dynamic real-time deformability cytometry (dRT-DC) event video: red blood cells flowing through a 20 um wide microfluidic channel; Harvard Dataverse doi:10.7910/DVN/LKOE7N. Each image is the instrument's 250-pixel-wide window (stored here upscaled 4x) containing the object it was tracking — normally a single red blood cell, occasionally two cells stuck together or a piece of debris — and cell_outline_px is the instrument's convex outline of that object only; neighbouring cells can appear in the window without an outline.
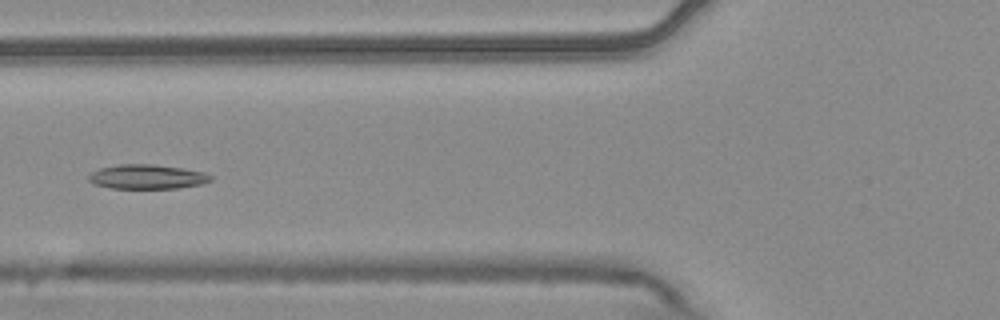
{"species": "common noctule bat (a hibernating species)", "species_latin": "Nyctalus noctula", "temperature_condition": "warm", "stored_images_in_passage": 8, "camera_frame_rate_fps": 3000, "um_per_image_px": 0.085, "animal": {"sex": "male", "body_mass_g": 20.4}, "frame": {"image": 1, "passage_image": 5, "time_ms": 1.333, "image_size_px": [1000, 320], "cell_outline_px": [[212, 180], [200, 184], [176, 188], [112, 188], [96, 184], [88, 180], [88, 176], [92, 172], [100, 168], [120, 164], [152, 164], [184, 168], [204, 172], [212, 176]], "centroid_in_image_um": [12.52, 15.01], "position_along_channel_um": 113.3, "area_um2": 17.22}}
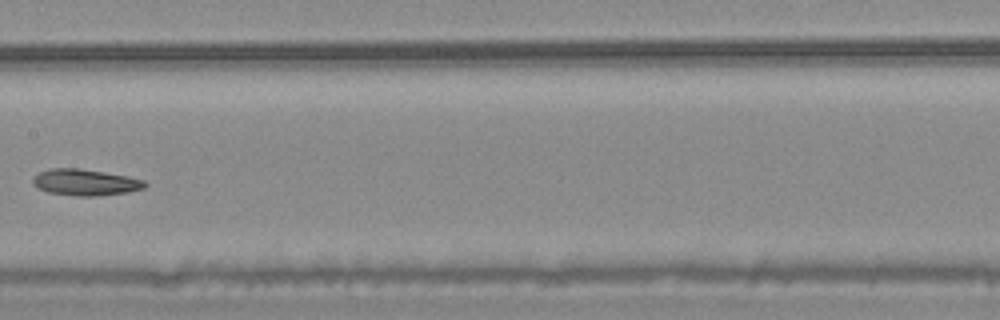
{"frame": {"image": 2, "passage_image": 7, "time_ms": 2.0, "image_size_px": [1000, 320], "cell_outline_px": [[148, 184], [144, 188], [128, 192], [96, 196], [76, 196], [48, 192], [32, 184], [32, 176], [40, 172], [52, 168], [80, 168], [128, 176], [144, 180]], "centroid_in_image_um": [7.25, 15.49], "position_along_channel_um": 200.1, "area_um2": 17.22}}
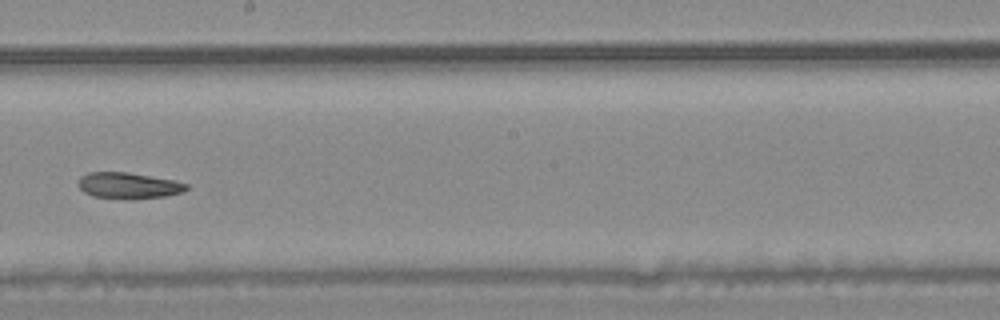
{"frame": {"image": 3, "passage_image": 8, "time_ms": 2.333, "image_size_px": [1000, 320], "cell_outline_px": [[188, 188], [184, 192], [164, 196], [92, 196], [84, 192], [76, 184], [80, 176], [88, 172], [128, 172], [172, 180], [188, 184]], "centroid_in_image_um": [10.88, 15.71], "position_along_channel_um": 237.3, "area_um2": 15.61}}